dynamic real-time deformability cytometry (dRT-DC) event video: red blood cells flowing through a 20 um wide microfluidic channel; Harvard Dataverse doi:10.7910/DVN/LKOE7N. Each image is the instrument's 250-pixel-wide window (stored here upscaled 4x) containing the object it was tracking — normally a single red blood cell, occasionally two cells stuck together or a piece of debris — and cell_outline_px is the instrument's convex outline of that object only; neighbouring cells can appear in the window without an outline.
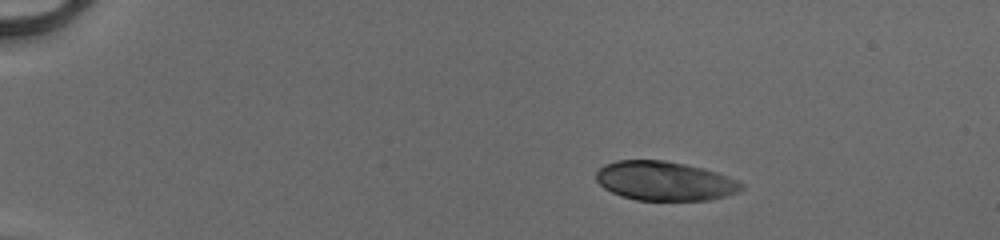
{"species": "human", "species_latin": "Homo sapiens", "temperature_condition": "cold", "stored_images_in_passage": 43, "camera_frame_rate_fps": 3000, "um_per_image_px": 0.085, "donor": {"sex": "male"}, "frame": {"image": 1, "passage_image": 1, "time_ms": 0.0, "image_size_px": [1000, 240], "cell_outline_px": [[744, 188], [740, 192], [712, 200], [636, 200], [620, 196], [604, 188], [596, 180], [596, 172], [604, 164], [616, 160], [664, 160], [704, 168], [728, 176], [744, 184]], "centroid_in_image_um": [56.51, 15.39], "position_along_channel_um": 28.5, "area_um2": 33.41}}
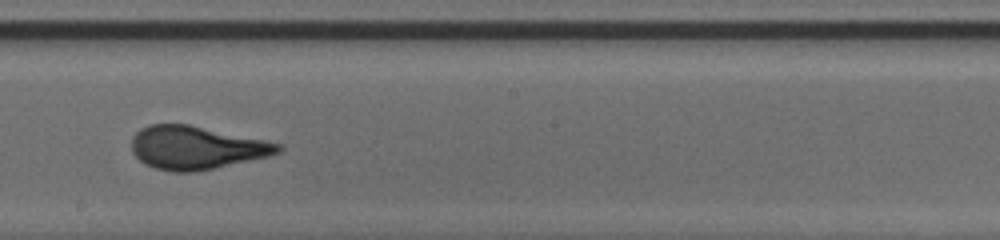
{"frame": {"image": 2, "passage_image": 23, "time_ms": 7.333, "image_size_px": [1000, 240], "cell_outline_px": [[284, 148], [280, 152], [268, 156], [216, 168], [192, 172], [172, 172], [156, 168], [144, 164], [132, 152], [132, 136], [140, 128], [148, 124], [188, 124], [284, 144]], "centroid_in_image_um": [16.68, 12.55], "position_along_channel_um": 231.5, "area_um2": 36.93}}
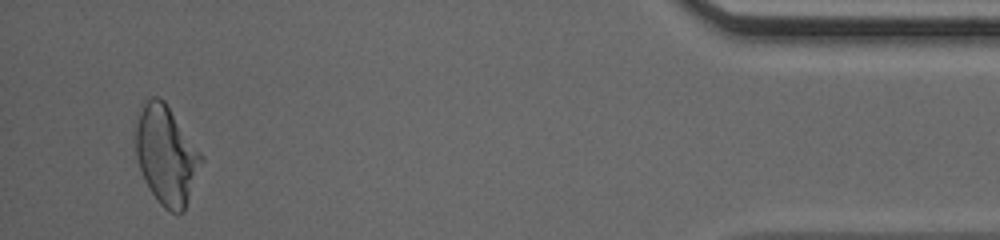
{"frame": {"image": 3, "passage_image": 41, "time_ms": 13.333, "image_size_px": [1000, 240], "cell_outline_px": [[204, 160], [184, 212], [172, 212], [164, 208], [156, 200], [140, 168], [136, 156], [132, 128], [136, 112], [144, 96], [160, 96], [164, 100], [204, 156]], "centroid_in_image_um": [14.09, 13.08], "position_along_channel_um": 421.1, "area_um2": 38.84}, "authors_computed_cell_mechanics": {"area_um2": 36.125, "velocity_mm_per_s": 4.1532, "shape_relaxation_time_tau1_ms": 5.2243, "shape_relaxation_time_tau2_ms": null, "deformation_change_tau1": 0.1687, "deformation_change_tau2": null}}